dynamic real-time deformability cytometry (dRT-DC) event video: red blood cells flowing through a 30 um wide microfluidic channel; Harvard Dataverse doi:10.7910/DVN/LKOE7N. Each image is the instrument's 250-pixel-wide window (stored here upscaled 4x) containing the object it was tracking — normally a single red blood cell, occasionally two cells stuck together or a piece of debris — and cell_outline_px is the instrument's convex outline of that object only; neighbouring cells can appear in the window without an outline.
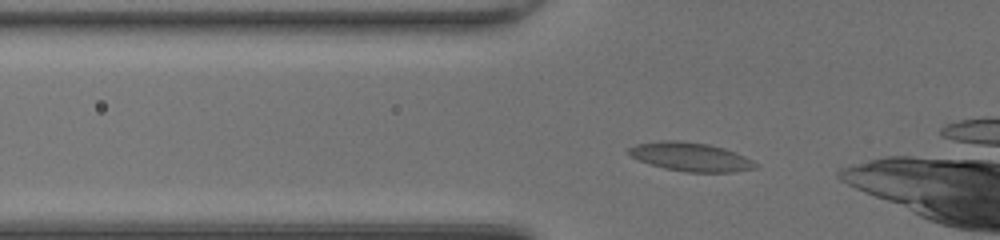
{"species": "common noctule bat (a hibernating species)", "species_latin": "Nyctalus noctula", "temperature_condition": "room temperature", "stored_images_in_passage": 36, "camera_frame_rate_fps": 3000, "um_per_image_px": 0.085, "animal": {"sex": "female", "body_mass_g": 20.0, "forearm_length_mm": 54.0}, "frame": {"image": 1, "passage_image": 3, "time_ms": 0.667, "image_size_px": [1000, 240], "cell_outline_px": [[756, 168], [732, 172], [684, 172], [664, 168], [640, 160], [632, 156], [628, 152], [628, 148], [636, 144], [660, 140], [676, 140], [708, 144], [724, 148], [744, 156], [752, 160], [756, 164]], "centroid_in_image_um": [58.69, 13.33], "position_along_channel_um": 67.1, "area_um2": 20.98}}
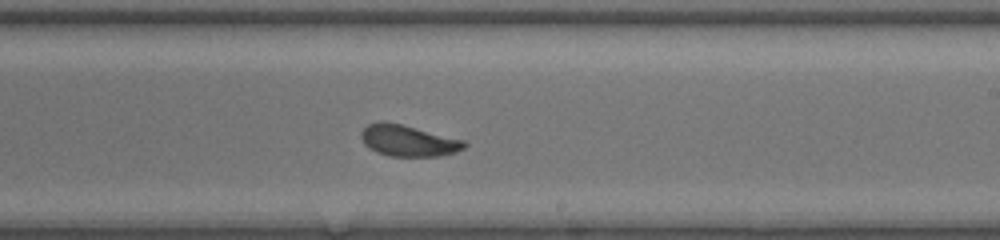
{"frame": {"image": 2, "passage_image": 17, "time_ms": 5.333, "image_size_px": [1000, 240], "cell_outline_px": [[468, 144], [464, 148], [456, 152], [440, 156], [388, 156], [376, 152], [368, 148], [364, 144], [360, 136], [360, 132], [368, 124], [380, 120], [384, 120], [464, 140]], "centroid_in_image_um": [34.66, 11.96], "position_along_channel_um": 254.3, "area_um2": 18.9}}
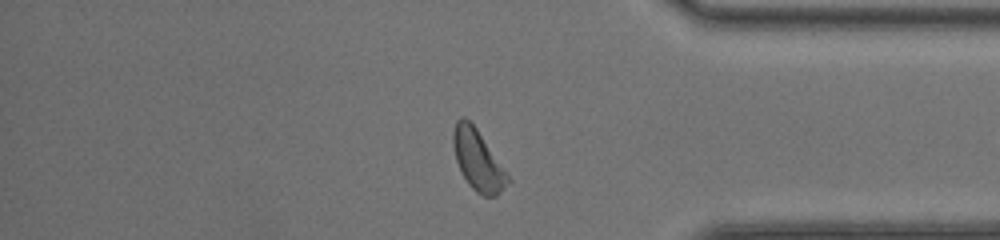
{"frame": {"image": 3, "passage_image": 28, "time_ms": 9.0, "image_size_px": [1000, 240], "cell_outline_px": [[512, 180], [496, 196], [484, 196], [476, 192], [468, 184], [460, 172], [456, 160], [452, 144], [452, 132], [456, 120], [460, 116], [464, 116], [476, 128], [508, 172]], "centroid_in_image_um": [40.62, 13.61], "position_along_channel_um": 394.6, "area_um2": 19.54}}